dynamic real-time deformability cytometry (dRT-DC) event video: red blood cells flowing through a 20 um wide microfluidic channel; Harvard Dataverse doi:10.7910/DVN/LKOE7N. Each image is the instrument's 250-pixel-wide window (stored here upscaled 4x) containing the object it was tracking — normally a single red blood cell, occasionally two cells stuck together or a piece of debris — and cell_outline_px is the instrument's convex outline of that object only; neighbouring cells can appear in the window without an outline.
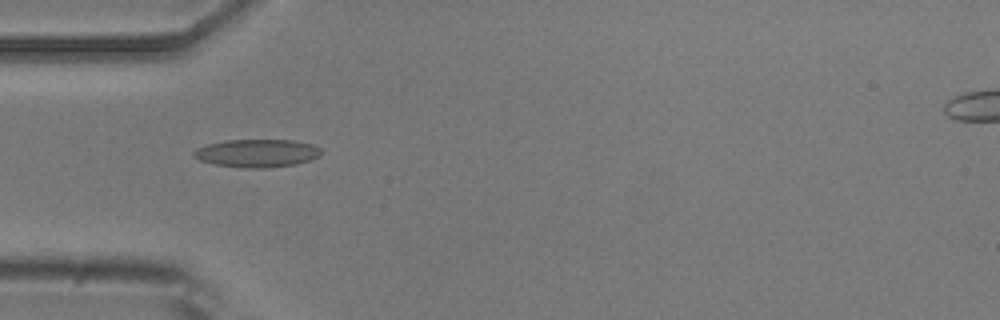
{"species": "common noctule bat (a hibernating species)", "species_latin": "Nyctalus noctula", "temperature_condition": "room temperature", "stored_images_in_passage": 4, "camera_frame_rate_fps": 3000, "um_per_image_px": 0.085, "animal": {"sex": "male", "body_mass_g": 20.5, "forearm_length_mm": 52.5}, "frame": {"image": 1, "passage_image": 1, "time_ms": 0.0, "image_size_px": [1000, 320], "cell_outline_px": [[320, 156], [296, 164], [268, 168], [244, 168], [216, 164], [200, 160], [192, 156], [192, 152], [196, 148], [208, 144], [224, 140], [292, 140], [312, 144], [320, 148]], "centroid_in_image_um": [21.82, 13.02], "position_along_channel_um": 63.2, "area_um2": 20.75}}
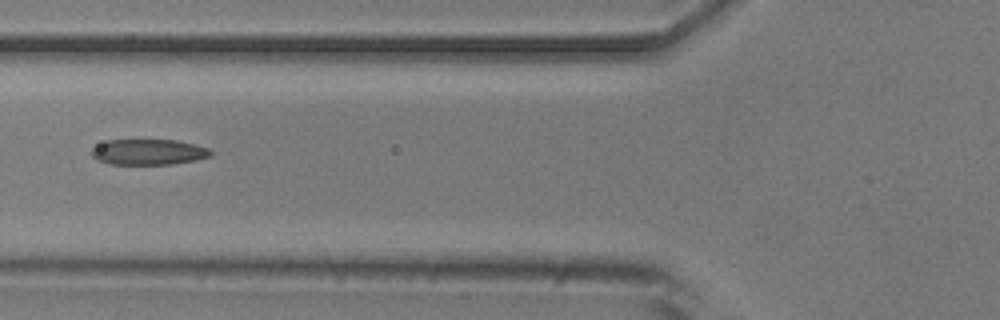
{"frame": {"image": 2, "passage_image": 2, "time_ms": 1.333, "image_size_px": [1000, 320], "cell_outline_px": [[212, 156], [196, 160], [172, 164], [108, 164], [96, 160], [92, 156], [92, 148], [108, 140], [176, 140], [208, 148], [212, 152]], "centroid_in_image_um": [12.62, 12.93], "position_along_channel_um": 113.2, "area_um2": 17.74}}
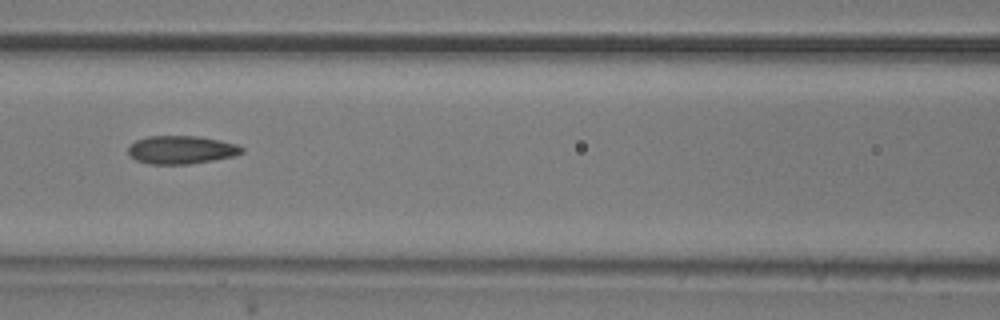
{"frame": {"image": 3, "passage_image": 3, "time_ms": 2.333, "image_size_px": [1000, 320], "cell_outline_px": [[244, 152], [232, 156], [212, 160], [188, 164], [148, 164], [136, 160], [128, 156], [128, 148], [136, 140], [148, 136], [200, 136], [220, 140], [236, 144], [244, 148]], "centroid_in_image_um": [15.39, 12.73], "position_along_channel_um": 151.2, "area_um2": 18.67}}